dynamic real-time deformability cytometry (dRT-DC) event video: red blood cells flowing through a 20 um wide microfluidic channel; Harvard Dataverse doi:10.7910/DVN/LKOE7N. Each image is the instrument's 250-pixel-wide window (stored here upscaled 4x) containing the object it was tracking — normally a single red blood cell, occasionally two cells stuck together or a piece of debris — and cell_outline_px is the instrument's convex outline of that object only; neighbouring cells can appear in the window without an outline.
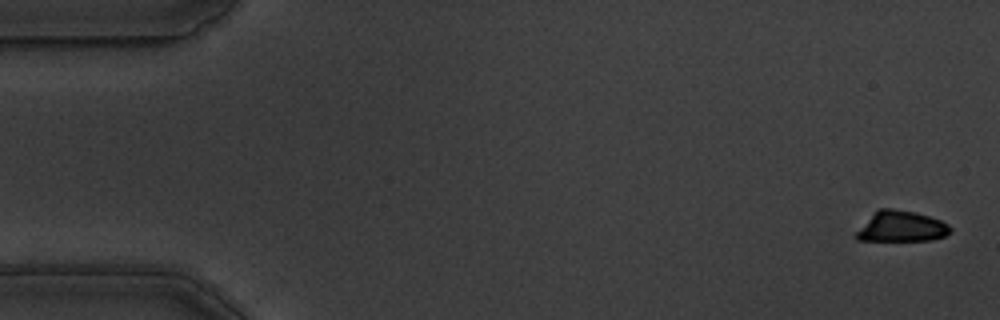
{"species": "common noctule bat (a hibernating species)", "species_latin": "Nyctalus noctula", "temperature_condition": "warm", "stored_images_in_passage": 10, "camera_frame_rate_fps": 3000, "um_per_image_px": 0.085, "animal": {"sex": "male", "body_mass_g": 19.5, "forearm_length_mm": 54.6}, "frame": {"image": 1, "passage_image": 2, "time_ms": 0.333, "image_size_px": [1000, 320], "cell_outline_px": [[952, 232], [944, 236], [932, 240], [856, 240], [852, 236], [880, 208], [892, 208], [916, 212], [940, 220], [948, 224], [952, 228]], "centroid_in_image_um": [76.65, 19.26], "position_along_channel_um": 8.4, "area_um2": 16.65}}